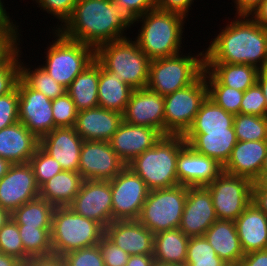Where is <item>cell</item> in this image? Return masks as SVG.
Listing matches in <instances>:
<instances>
[{
  "label": "cell",
  "mask_w": 267,
  "mask_h": 266,
  "mask_svg": "<svg viewBox=\"0 0 267 266\" xmlns=\"http://www.w3.org/2000/svg\"><path fill=\"white\" fill-rule=\"evenodd\" d=\"M186 266H227L204 236L190 237Z\"/></svg>",
  "instance_id": "obj_39"
},
{
  "label": "cell",
  "mask_w": 267,
  "mask_h": 266,
  "mask_svg": "<svg viewBox=\"0 0 267 266\" xmlns=\"http://www.w3.org/2000/svg\"><path fill=\"white\" fill-rule=\"evenodd\" d=\"M233 127L237 141L267 140V116L239 113L234 116Z\"/></svg>",
  "instance_id": "obj_38"
},
{
  "label": "cell",
  "mask_w": 267,
  "mask_h": 266,
  "mask_svg": "<svg viewBox=\"0 0 267 266\" xmlns=\"http://www.w3.org/2000/svg\"><path fill=\"white\" fill-rule=\"evenodd\" d=\"M123 121L152 127L164 135V96L148 88L133 90L123 113Z\"/></svg>",
  "instance_id": "obj_18"
},
{
  "label": "cell",
  "mask_w": 267,
  "mask_h": 266,
  "mask_svg": "<svg viewBox=\"0 0 267 266\" xmlns=\"http://www.w3.org/2000/svg\"><path fill=\"white\" fill-rule=\"evenodd\" d=\"M11 212L0 207V229L10 220Z\"/></svg>",
  "instance_id": "obj_63"
},
{
  "label": "cell",
  "mask_w": 267,
  "mask_h": 266,
  "mask_svg": "<svg viewBox=\"0 0 267 266\" xmlns=\"http://www.w3.org/2000/svg\"><path fill=\"white\" fill-rule=\"evenodd\" d=\"M50 232L53 254L63 256L74 250L98 245L105 235V228L67 206L55 207Z\"/></svg>",
  "instance_id": "obj_6"
},
{
  "label": "cell",
  "mask_w": 267,
  "mask_h": 266,
  "mask_svg": "<svg viewBox=\"0 0 267 266\" xmlns=\"http://www.w3.org/2000/svg\"><path fill=\"white\" fill-rule=\"evenodd\" d=\"M195 0H155L156 9L177 13L188 18ZM191 7V8H190Z\"/></svg>",
  "instance_id": "obj_52"
},
{
  "label": "cell",
  "mask_w": 267,
  "mask_h": 266,
  "mask_svg": "<svg viewBox=\"0 0 267 266\" xmlns=\"http://www.w3.org/2000/svg\"><path fill=\"white\" fill-rule=\"evenodd\" d=\"M240 113L261 117L267 116L265 97L257 83L244 91L243 99L240 104Z\"/></svg>",
  "instance_id": "obj_47"
},
{
  "label": "cell",
  "mask_w": 267,
  "mask_h": 266,
  "mask_svg": "<svg viewBox=\"0 0 267 266\" xmlns=\"http://www.w3.org/2000/svg\"><path fill=\"white\" fill-rule=\"evenodd\" d=\"M234 116L207 97L201 104L194 122L187 132L227 131L234 124Z\"/></svg>",
  "instance_id": "obj_34"
},
{
  "label": "cell",
  "mask_w": 267,
  "mask_h": 266,
  "mask_svg": "<svg viewBox=\"0 0 267 266\" xmlns=\"http://www.w3.org/2000/svg\"><path fill=\"white\" fill-rule=\"evenodd\" d=\"M122 122V113L97 106L79 111L74 128L83 140L109 142Z\"/></svg>",
  "instance_id": "obj_23"
},
{
  "label": "cell",
  "mask_w": 267,
  "mask_h": 266,
  "mask_svg": "<svg viewBox=\"0 0 267 266\" xmlns=\"http://www.w3.org/2000/svg\"><path fill=\"white\" fill-rule=\"evenodd\" d=\"M176 169L179 184L188 187L206 186L223 172L216 160L197 153L187 143L179 150Z\"/></svg>",
  "instance_id": "obj_19"
},
{
  "label": "cell",
  "mask_w": 267,
  "mask_h": 266,
  "mask_svg": "<svg viewBox=\"0 0 267 266\" xmlns=\"http://www.w3.org/2000/svg\"><path fill=\"white\" fill-rule=\"evenodd\" d=\"M54 209L51 203L38 197L15 209L11 218L25 227H51Z\"/></svg>",
  "instance_id": "obj_35"
},
{
  "label": "cell",
  "mask_w": 267,
  "mask_h": 266,
  "mask_svg": "<svg viewBox=\"0 0 267 266\" xmlns=\"http://www.w3.org/2000/svg\"><path fill=\"white\" fill-rule=\"evenodd\" d=\"M125 167L109 142L84 140L79 162V173L84 180L109 181Z\"/></svg>",
  "instance_id": "obj_14"
},
{
  "label": "cell",
  "mask_w": 267,
  "mask_h": 266,
  "mask_svg": "<svg viewBox=\"0 0 267 266\" xmlns=\"http://www.w3.org/2000/svg\"><path fill=\"white\" fill-rule=\"evenodd\" d=\"M83 180L79 172L63 170L40 187L39 197L54 207H67L78 194Z\"/></svg>",
  "instance_id": "obj_31"
},
{
  "label": "cell",
  "mask_w": 267,
  "mask_h": 266,
  "mask_svg": "<svg viewBox=\"0 0 267 266\" xmlns=\"http://www.w3.org/2000/svg\"><path fill=\"white\" fill-rule=\"evenodd\" d=\"M234 222L244 254L267 249V215L254 202Z\"/></svg>",
  "instance_id": "obj_26"
},
{
  "label": "cell",
  "mask_w": 267,
  "mask_h": 266,
  "mask_svg": "<svg viewBox=\"0 0 267 266\" xmlns=\"http://www.w3.org/2000/svg\"><path fill=\"white\" fill-rule=\"evenodd\" d=\"M11 165L9 161L0 157V179L8 172Z\"/></svg>",
  "instance_id": "obj_64"
},
{
  "label": "cell",
  "mask_w": 267,
  "mask_h": 266,
  "mask_svg": "<svg viewBox=\"0 0 267 266\" xmlns=\"http://www.w3.org/2000/svg\"><path fill=\"white\" fill-rule=\"evenodd\" d=\"M259 69L249 64L205 63L207 85H224L246 91L257 83Z\"/></svg>",
  "instance_id": "obj_28"
},
{
  "label": "cell",
  "mask_w": 267,
  "mask_h": 266,
  "mask_svg": "<svg viewBox=\"0 0 267 266\" xmlns=\"http://www.w3.org/2000/svg\"><path fill=\"white\" fill-rule=\"evenodd\" d=\"M111 1L119 4L132 20L156 8L155 0H111Z\"/></svg>",
  "instance_id": "obj_51"
},
{
  "label": "cell",
  "mask_w": 267,
  "mask_h": 266,
  "mask_svg": "<svg viewBox=\"0 0 267 266\" xmlns=\"http://www.w3.org/2000/svg\"><path fill=\"white\" fill-rule=\"evenodd\" d=\"M84 140L74 127L55 128L39 139V146L65 171L79 172L80 151Z\"/></svg>",
  "instance_id": "obj_21"
},
{
  "label": "cell",
  "mask_w": 267,
  "mask_h": 266,
  "mask_svg": "<svg viewBox=\"0 0 267 266\" xmlns=\"http://www.w3.org/2000/svg\"><path fill=\"white\" fill-rule=\"evenodd\" d=\"M39 194L40 187L29 163L12 164L0 179V207L11 213Z\"/></svg>",
  "instance_id": "obj_16"
},
{
  "label": "cell",
  "mask_w": 267,
  "mask_h": 266,
  "mask_svg": "<svg viewBox=\"0 0 267 266\" xmlns=\"http://www.w3.org/2000/svg\"><path fill=\"white\" fill-rule=\"evenodd\" d=\"M95 60L132 89L146 88L151 60L134 38L126 37L100 45L95 49Z\"/></svg>",
  "instance_id": "obj_5"
},
{
  "label": "cell",
  "mask_w": 267,
  "mask_h": 266,
  "mask_svg": "<svg viewBox=\"0 0 267 266\" xmlns=\"http://www.w3.org/2000/svg\"><path fill=\"white\" fill-rule=\"evenodd\" d=\"M252 189H267V173H260L259 177L253 182Z\"/></svg>",
  "instance_id": "obj_61"
},
{
  "label": "cell",
  "mask_w": 267,
  "mask_h": 266,
  "mask_svg": "<svg viewBox=\"0 0 267 266\" xmlns=\"http://www.w3.org/2000/svg\"><path fill=\"white\" fill-rule=\"evenodd\" d=\"M77 1L78 0H35L34 2L38 5L37 7H39L40 10L43 9L44 12H47L59 20H56L58 23H56L57 25H54L56 27L52 28L53 31L62 27L70 18ZM59 22H61L60 25Z\"/></svg>",
  "instance_id": "obj_45"
},
{
  "label": "cell",
  "mask_w": 267,
  "mask_h": 266,
  "mask_svg": "<svg viewBox=\"0 0 267 266\" xmlns=\"http://www.w3.org/2000/svg\"><path fill=\"white\" fill-rule=\"evenodd\" d=\"M267 154V140L237 141L223 171L254 182L260 175Z\"/></svg>",
  "instance_id": "obj_24"
},
{
  "label": "cell",
  "mask_w": 267,
  "mask_h": 266,
  "mask_svg": "<svg viewBox=\"0 0 267 266\" xmlns=\"http://www.w3.org/2000/svg\"><path fill=\"white\" fill-rule=\"evenodd\" d=\"M63 257L66 266H105L99 245L74 250Z\"/></svg>",
  "instance_id": "obj_46"
},
{
  "label": "cell",
  "mask_w": 267,
  "mask_h": 266,
  "mask_svg": "<svg viewBox=\"0 0 267 266\" xmlns=\"http://www.w3.org/2000/svg\"><path fill=\"white\" fill-rule=\"evenodd\" d=\"M32 167L37 185L41 187L54 175L63 171L61 165L40 146L28 162Z\"/></svg>",
  "instance_id": "obj_42"
},
{
  "label": "cell",
  "mask_w": 267,
  "mask_h": 266,
  "mask_svg": "<svg viewBox=\"0 0 267 266\" xmlns=\"http://www.w3.org/2000/svg\"><path fill=\"white\" fill-rule=\"evenodd\" d=\"M183 137L194 151L216 160L222 166L230 158L237 143L233 126L227 131L187 132Z\"/></svg>",
  "instance_id": "obj_27"
},
{
  "label": "cell",
  "mask_w": 267,
  "mask_h": 266,
  "mask_svg": "<svg viewBox=\"0 0 267 266\" xmlns=\"http://www.w3.org/2000/svg\"><path fill=\"white\" fill-rule=\"evenodd\" d=\"M22 60L20 58V78L30 88L42 92L51 100L67 93V88L57 83L42 67H28L29 65Z\"/></svg>",
  "instance_id": "obj_36"
},
{
  "label": "cell",
  "mask_w": 267,
  "mask_h": 266,
  "mask_svg": "<svg viewBox=\"0 0 267 266\" xmlns=\"http://www.w3.org/2000/svg\"><path fill=\"white\" fill-rule=\"evenodd\" d=\"M208 97L226 112L233 115L240 113V104L244 92L224 85H207Z\"/></svg>",
  "instance_id": "obj_43"
},
{
  "label": "cell",
  "mask_w": 267,
  "mask_h": 266,
  "mask_svg": "<svg viewBox=\"0 0 267 266\" xmlns=\"http://www.w3.org/2000/svg\"><path fill=\"white\" fill-rule=\"evenodd\" d=\"M236 266H267V249L245 254Z\"/></svg>",
  "instance_id": "obj_54"
},
{
  "label": "cell",
  "mask_w": 267,
  "mask_h": 266,
  "mask_svg": "<svg viewBox=\"0 0 267 266\" xmlns=\"http://www.w3.org/2000/svg\"><path fill=\"white\" fill-rule=\"evenodd\" d=\"M204 237L217 256L228 265L236 266L245 255L237 234L235 222L217 220L205 232Z\"/></svg>",
  "instance_id": "obj_29"
},
{
  "label": "cell",
  "mask_w": 267,
  "mask_h": 266,
  "mask_svg": "<svg viewBox=\"0 0 267 266\" xmlns=\"http://www.w3.org/2000/svg\"><path fill=\"white\" fill-rule=\"evenodd\" d=\"M105 266H126L130 255L117 247L105 235L98 243Z\"/></svg>",
  "instance_id": "obj_50"
},
{
  "label": "cell",
  "mask_w": 267,
  "mask_h": 266,
  "mask_svg": "<svg viewBox=\"0 0 267 266\" xmlns=\"http://www.w3.org/2000/svg\"><path fill=\"white\" fill-rule=\"evenodd\" d=\"M126 266H156L153 255H130Z\"/></svg>",
  "instance_id": "obj_56"
},
{
  "label": "cell",
  "mask_w": 267,
  "mask_h": 266,
  "mask_svg": "<svg viewBox=\"0 0 267 266\" xmlns=\"http://www.w3.org/2000/svg\"><path fill=\"white\" fill-rule=\"evenodd\" d=\"M163 134L146 126L122 122L109 140L111 148L127 165L145 150L152 148Z\"/></svg>",
  "instance_id": "obj_20"
},
{
  "label": "cell",
  "mask_w": 267,
  "mask_h": 266,
  "mask_svg": "<svg viewBox=\"0 0 267 266\" xmlns=\"http://www.w3.org/2000/svg\"><path fill=\"white\" fill-rule=\"evenodd\" d=\"M257 84L262 89V92L265 97L266 107H267V68L259 70L257 77Z\"/></svg>",
  "instance_id": "obj_59"
},
{
  "label": "cell",
  "mask_w": 267,
  "mask_h": 266,
  "mask_svg": "<svg viewBox=\"0 0 267 266\" xmlns=\"http://www.w3.org/2000/svg\"><path fill=\"white\" fill-rule=\"evenodd\" d=\"M19 92L17 87L0 97V130L19 121Z\"/></svg>",
  "instance_id": "obj_49"
},
{
  "label": "cell",
  "mask_w": 267,
  "mask_h": 266,
  "mask_svg": "<svg viewBox=\"0 0 267 266\" xmlns=\"http://www.w3.org/2000/svg\"><path fill=\"white\" fill-rule=\"evenodd\" d=\"M68 207L106 228L112 222L110 181L83 180L78 194Z\"/></svg>",
  "instance_id": "obj_15"
},
{
  "label": "cell",
  "mask_w": 267,
  "mask_h": 266,
  "mask_svg": "<svg viewBox=\"0 0 267 266\" xmlns=\"http://www.w3.org/2000/svg\"><path fill=\"white\" fill-rule=\"evenodd\" d=\"M205 48V63L249 64L267 68V29L251 16L235 15Z\"/></svg>",
  "instance_id": "obj_2"
},
{
  "label": "cell",
  "mask_w": 267,
  "mask_h": 266,
  "mask_svg": "<svg viewBox=\"0 0 267 266\" xmlns=\"http://www.w3.org/2000/svg\"><path fill=\"white\" fill-rule=\"evenodd\" d=\"M4 1L0 0V24H4L7 22H14V20L11 19L9 16V13L6 11L5 6L3 5Z\"/></svg>",
  "instance_id": "obj_62"
},
{
  "label": "cell",
  "mask_w": 267,
  "mask_h": 266,
  "mask_svg": "<svg viewBox=\"0 0 267 266\" xmlns=\"http://www.w3.org/2000/svg\"><path fill=\"white\" fill-rule=\"evenodd\" d=\"M250 16L258 24L267 29V0H263Z\"/></svg>",
  "instance_id": "obj_58"
},
{
  "label": "cell",
  "mask_w": 267,
  "mask_h": 266,
  "mask_svg": "<svg viewBox=\"0 0 267 266\" xmlns=\"http://www.w3.org/2000/svg\"><path fill=\"white\" fill-rule=\"evenodd\" d=\"M22 266H66V264L63 256L52 254L30 258L25 263H22Z\"/></svg>",
  "instance_id": "obj_53"
},
{
  "label": "cell",
  "mask_w": 267,
  "mask_h": 266,
  "mask_svg": "<svg viewBox=\"0 0 267 266\" xmlns=\"http://www.w3.org/2000/svg\"><path fill=\"white\" fill-rule=\"evenodd\" d=\"M19 92V121L38 139L55 129L52 100L42 92L30 88L21 78Z\"/></svg>",
  "instance_id": "obj_13"
},
{
  "label": "cell",
  "mask_w": 267,
  "mask_h": 266,
  "mask_svg": "<svg viewBox=\"0 0 267 266\" xmlns=\"http://www.w3.org/2000/svg\"><path fill=\"white\" fill-rule=\"evenodd\" d=\"M20 50L6 65L0 67V97L12 92L20 79Z\"/></svg>",
  "instance_id": "obj_48"
},
{
  "label": "cell",
  "mask_w": 267,
  "mask_h": 266,
  "mask_svg": "<svg viewBox=\"0 0 267 266\" xmlns=\"http://www.w3.org/2000/svg\"><path fill=\"white\" fill-rule=\"evenodd\" d=\"M261 173H267V154H266V157H265L262 169H261Z\"/></svg>",
  "instance_id": "obj_65"
},
{
  "label": "cell",
  "mask_w": 267,
  "mask_h": 266,
  "mask_svg": "<svg viewBox=\"0 0 267 266\" xmlns=\"http://www.w3.org/2000/svg\"><path fill=\"white\" fill-rule=\"evenodd\" d=\"M186 197L184 185L151 190L137 220L154 235L179 228Z\"/></svg>",
  "instance_id": "obj_9"
},
{
  "label": "cell",
  "mask_w": 267,
  "mask_h": 266,
  "mask_svg": "<svg viewBox=\"0 0 267 266\" xmlns=\"http://www.w3.org/2000/svg\"><path fill=\"white\" fill-rule=\"evenodd\" d=\"M185 144L181 135H163L152 148L126 166L145 182L150 191L180 185L176 164L179 150Z\"/></svg>",
  "instance_id": "obj_4"
},
{
  "label": "cell",
  "mask_w": 267,
  "mask_h": 266,
  "mask_svg": "<svg viewBox=\"0 0 267 266\" xmlns=\"http://www.w3.org/2000/svg\"><path fill=\"white\" fill-rule=\"evenodd\" d=\"M252 186L250 179L224 171L206 185L218 220L235 221L252 202Z\"/></svg>",
  "instance_id": "obj_11"
},
{
  "label": "cell",
  "mask_w": 267,
  "mask_h": 266,
  "mask_svg": "<svg viewBox=\"0 0 267 266\" xmlns=\"http://www.w3.org/2000/svg\"><path fill=\"white\" fill-rule=\"evenodd\" d=\"M17 24L16 21L0 24V67L6 65L22 49L20 36L23 35Z\"/></svg>",
  "instance_id": "obj_41"
},
{
  "label": "cell",
  "mask_w": 267,
  "mask_h": 266,
  "mask_svg": "<svg viewBox=\"0 0 267 266\" xmlns=\"http://www.w3.org/2000/svg\"><path fill=\"white\" fill-rule=\"evenodd\" d=\"M25 252L31 257H43L53 254L51 227H25L18 225Z\"/></svg>",
  "instance_id": "obj_37"
},
{
  "label": "cell",
  "mask_w": 267,
  "mask_h": 266,
  "mask_svg": "<svg viewBox=\"0 0 267 266\" xmlns=\"http://www.w3.org/2000/svg\"><path fill=\"white\" fill-rule=\"evenodd\" d=\"M191 52L151 60L146 88L165 96L194 83L205 68L204 49Z\"/></svg>",
  "instance_id": "obj_7"
},
{
  "label": "cell",
  "mask_w": 267,
  "mask_h": 266,
  "mask_svg": "<svg viewBox=\"0 0 267 266\" xmlns=\"http://www.w3.org/2000/svg\"><path fill=\"white\" fill-rule=\"evenodd\" d=\"M105 236L129 255H153L154 234L138 220L113 221Z\"/></svg>",
  "instance_id": "obj_22"
},
{
  "label": "cell",
  "mask_w": 267,
  "mask_h": 266,
  "mask_svg": "<svg viewBox=\"0 0 267 266\" xmlns=\"http://www.w3.org/2000/svg\"><path fill=\"white\" fill-rule=\"evenodd\" d=\"M208 97L205 75L194 83L164 96V135L184 136Z\"/></svg>",
  "instance_id": "obj_10"
},
{
  "label": "cell",
  "mask_w": 267,
  "mask_h": 266,
  "mask_svg": "<svg viewBox=\"0 0 267 266\" xmlns=\"http://www.w3.org/2000/svg\"><path fill=\"white\" fill-rule=\"evenodd\" d=\"M0 266H22V262L15 257L0 252Z\"/></svg>",
  "instance_id": "obj_60"
},
{
  "label": "cell",
  "mask_w": 267,
  "mask_h": 266,
  "mask_svg": "<svg viewBox=\"0 0 267 266\" xmlns=\"http://www.w3.org/2000/svg\"><path fill=\"white\" fill-rule=\"evenodd\" d=\"M186 20L180 14L155 8L133 20V27L142 25L134 40L150 60L177 55L184 50Z\"/></svg>",
  "instance_id": "obj_3"
},
{
  "label": "cell",
  "mask_w": 267,
  "mask_h": 266,
  "mask_svg": "<svg viewBox=\"0 0 267 266\" xmlns=\"http://www.w3.org/2000/svg\"><path fill=\"white\" fill-rule=\"evenodd\" d=\"M39 146V139L20 121L0 130V157L11 164L28 163Z\"/></svg>",
  "instance_id": "obj_25"
},
{
  "label": "cell",
  "mask_w": 267,
  "mask_h": 266,
  "mask_svg": "<svg viewBox=\"0 0 267 266\" xmlns=\"http://www.w3.org/2000/svg\"><path fill=\"white\" fill-rule=\"evenodd\" d=\"M78 111L68 93L52 100V115L55 128L74 127Z\"/></svg>",
  "instance_id": "obj_44"
},
{
  "label": "cell",
  "mask_w": 267,
  "mask_h": 266,
  "mask_svg": "<svg viewBox=\"0 0 267 266\" xmlns=\"http://www.w3.org/2000/svg\"><path fill=\"white\" fill-rule=\"evenodd\" d=\"M252 202L267 215V189H252Z\"/></svg>",
  "instance_id": "obj_57"
},
{
  "label": "cell",
  "mask_w": 267,
  "mask_h": 266,
  "mask_svg": "<svg viewBox=\"0 0 267 266\" xmlns=\"http://www.w3.org/2000/svg\"><path fill=\"white\" fill-rule=\"evenodd\" d=\"M133 90L117 75L105 70L99 64L98 103L100 107L123 114Z\"/></svg>",
  "instance_id": "obj_32"
},
{
  "label": "cell",
  "mask_w": 267,
  "mask_h": 266,
  "mask_svg": "<svg viewBox=\"0 0 267 266\" xmlns=\"http://www.w3.org/2000/svg\"><path fill=\"white\" fill-rule=\"evenodd\" d=\"M236 15L250 16L253 11L262 3L263 0H232Z\"/></svg>",
  "instance_id": "obj_55"
},
{
  "label": "cell",
  "mask_w": 267,
  "mask_h": 266,
  "mask_svg": "<svg viewBox=\"0 0 267 266\" xmlns=\"http://www.w3.org/2000/svg\"><path fill=\"white\" fill-rule=\"evenodd\" d=\"M158 266V265H156ZM166 266H186V265H166Z\"/></svg>",
  "instance_id": "obj_66"
},
{
  "label": "cell",
  "mask_w": 267,
  "mask_h": 266,
  "mask_svg": "<svg viewBox=\"0 0 267 266\" xmlns=\"http://www.w3.org/2000/svg\"><path fill=\"white\" fill-rule=\"evenodd\" d=\"M99 63L94 60L72 81L67 93L75 103L77 111L99 106Z\"/></svg>",
  "instance_id": "obj_33"
},
{
  "label": "cell",
  "mask_w": 267,
  "mask_h": 266,
  "mask_svg": "<svg viewBox=\"0 0 267 266\" xmlns=\"http://www.w3.org/2000/svg\"><path fill=\"white\" fill-rule=\"evenodd\" d=\"M0 252L25 263L31 257L25 252L16 222L10 220L0 229Z\"/></svg>",
  "instance_id": "obj_40"
},
{
  "label": "cell",
  "mask_w": 267,
  "mask_h": 266,
  "mask_svg": "<svg viewBox=\"0 0 267 266\" xmlns=\"http://www.w3.org/2000/svg\"><path fill=\"white\" fill-rule=\"evenodd\" d=\"M50 33L55 40L47 44L44 52L46 60L39 66L57 83L68 88L78 74L95 60V49L66 38L58 30Z\"/></svg>",
  "instance_id": "obj_8"
},
{
  "label": "cell",
  "mask_w": 267,
  "mask_h": 266,
  "mask_svg": "<svg viewBox=\"0 0 267 266\" xmlns=\"http://www.w3.org/2000/svg\"><path fill=\"white\" fill-rule=\"evenodd\" d=\"M189 237L179 228L154 235L153 257L158 266L185 265Z\"/></svg>",
  "instance_id": "obj_30"
},
{
  "label": "cell",
  "mask_w": 267,
  "mask_h": 266,
  "mask_svg": "<svg viewBox=\"0 0 267 266\" xmlns=\"http://www.w3.org/2000/svg\"><path fill=\"white\" fill-rule=\"evenodd\" d=\"M133 25L122 7L111 0H78L72 15L58 31L66 38L96 49L120 40Z\"/></svg>",
  "instance_id": "obj_1"
},
{
  "label": "cell",
  "mask_w": 267,
  "mask_h": 266,
  "mask_svg": "<svg viewBox=\"0 0 267 266\" xmlns=\"http://www.w3.org/2000/svg\"><path fill=\"white\" fill-rule=\"evenodd\" d=\"M109 181L112 193V222L137 220L150 191L145 182L127 166Z\"/></svg>",
  "instance_id": "obj_12"
},
{
  "label": "cell",
  "mask_w": 267,
  "mask_h": 266,
  "mask_svg": "<svg viewBox=\"0 0 267 266\" xmlns=\"http://www.w3.org/2000/svg\"><path fill=\"white\" fill-rule=\"evenodd\" d=\"M218 218L212 196L205 186L188 187L179 229L190 237L204 236Z\"/></svg>",
  "instance_id": "obj_17"
}]
</instances>
